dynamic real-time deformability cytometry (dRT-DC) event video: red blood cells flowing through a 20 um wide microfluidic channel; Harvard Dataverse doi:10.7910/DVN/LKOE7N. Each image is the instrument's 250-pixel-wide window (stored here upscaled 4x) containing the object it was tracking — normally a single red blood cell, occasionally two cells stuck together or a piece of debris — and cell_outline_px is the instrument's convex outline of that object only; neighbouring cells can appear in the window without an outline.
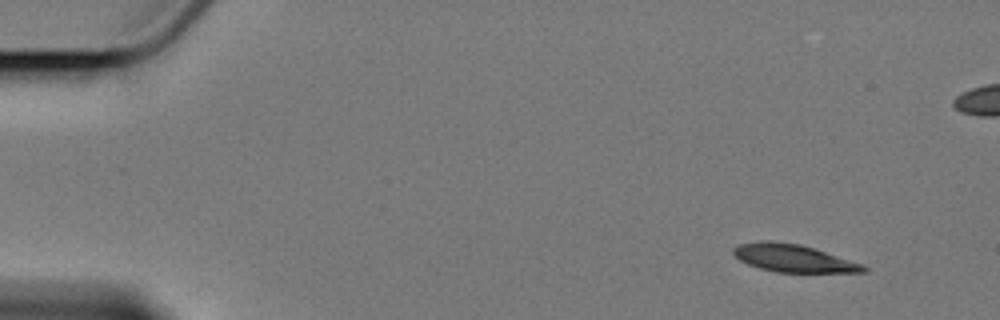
{"species": "Egyptian fruit bat (a non-hibernating species)", "species_latin": "Rousettus aegyptiacus", "temperature_condition": "cold", "stored_images_in_passage": 7, "camera_frame_rate_fps": 3000, "um_per_image_px": 0.085, "animal": {"sex": "female"}, "frame": {"image": 1, "passage_image": 1, "time_ms": 0.0, "image_size_px": [1000, 320], "cell_outline_px": [[868, 272], [776, 272], [760, 268], [748, 264], [740, 260], [732, 252], [732, 248], [740, 244], [760, 240], [768, 240], [800, 244], [864, 264], [868, 268]], "centroid_in_image_um": [67.43, 21.94], "position_along_channel_um": 17.6, "area_um2": 20.87}}
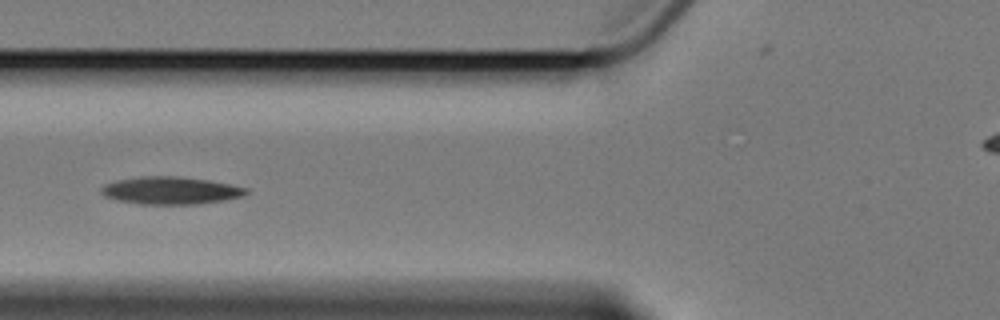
{"frame": {"image": 2, "passage_image": 6, "time_ms": 6.0, "image_size_px": [1000, 320], "cell_outline_px": [[252, 192], [244, 196], [224, 200], [200, 204], [140, 204], [116, 200], [104, 196], [100, 192], [100, 188], [104, 184], [116, 180], [140, 176], [176, 176], [208, 180], [232, 184], [248, 188]], "centroid_in_image_um": [14.53, 16.19], "position_along_channel_um": 111.3, "area_um2": 23.58}}
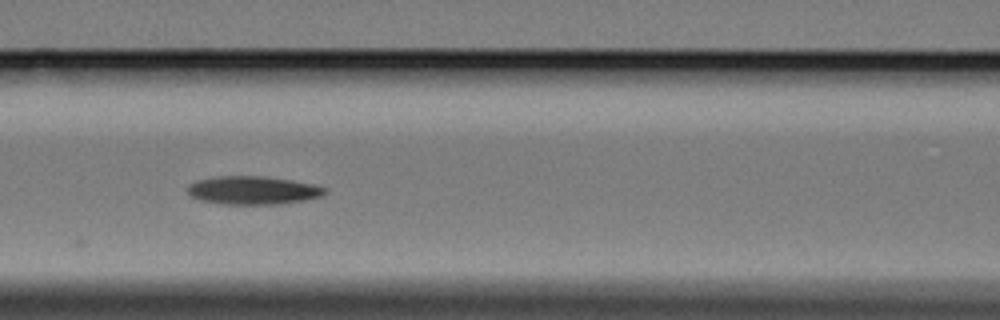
{"frame": {"image": 3, "passage_image": 7, "time_ms": 7.0, "image_size_px": [1000, 320], "cell_outline_px": [[328, 192], [320, 196], [304, 200], [280, 204], [224, 204], [200, 200], [192, 196], [188, 192], [188, 184], [196, 180], [216, 176], [264, 176], [292, 180], [316, 184], [328, 188]], "centroid_in_image_um": [21.53, 16.16], "position_along_channel_um": 145.1, "area_um2": 22.77}}